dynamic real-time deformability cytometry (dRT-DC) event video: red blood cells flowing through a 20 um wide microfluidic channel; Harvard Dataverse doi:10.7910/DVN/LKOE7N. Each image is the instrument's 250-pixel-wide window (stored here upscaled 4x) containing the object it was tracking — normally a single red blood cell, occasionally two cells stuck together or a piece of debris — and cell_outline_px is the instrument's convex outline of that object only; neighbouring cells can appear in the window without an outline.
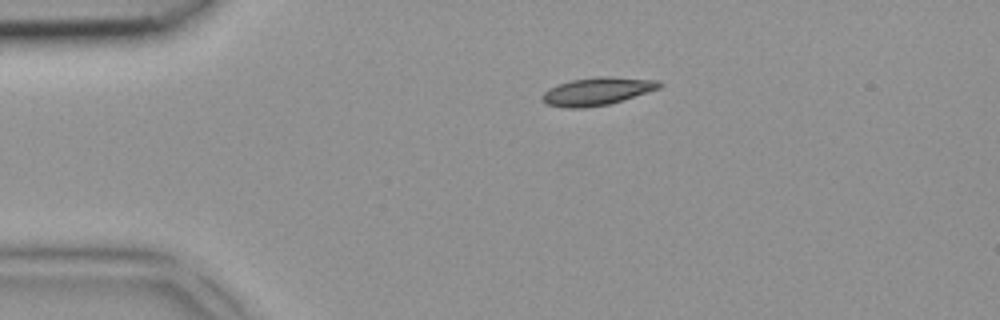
{"species": "common noctule bat (a hibernating species)", "species_latin": "Nyctalus noctula", "temperature_condition": "room temperature", "stored_images_in_passage": 2, "camera_frame_rate_fps": 3000, "um_per_image_px": 0.085, "animal": {"sex": "female", "body_mass_g": 18.4}, "frame": {"image": 1, "passage_image": 1, "time_ms": 0.0, "image_size_px": [1000, 320], "cell_outline_px": [[664, 84], [660, 88], [608, 104], [584, 108], [564, 108], [548, 104], [540, 100], [540, 96], [548, 88], [572, 80], [600, 76], [608, 76], [660, 80]], "centroid_in_image_um": [50.75, 7.75], "position_along_channel_um": 34.3, "area_um2": 18.96}}